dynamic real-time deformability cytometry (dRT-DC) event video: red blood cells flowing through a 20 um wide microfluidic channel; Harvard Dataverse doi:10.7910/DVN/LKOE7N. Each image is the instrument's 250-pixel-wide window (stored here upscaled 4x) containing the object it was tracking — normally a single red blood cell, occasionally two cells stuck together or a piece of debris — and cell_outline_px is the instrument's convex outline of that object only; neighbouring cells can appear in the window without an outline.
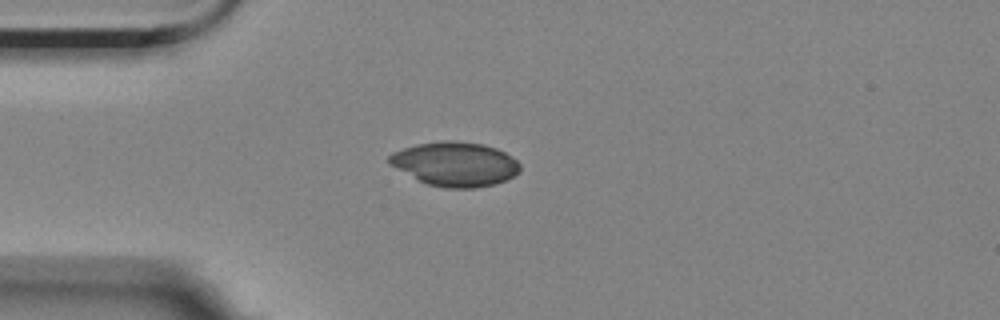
{"species": "Egyptian fruit bat (a non-hibernating species)", "species_latin": "Rousettus aegyptiacus", "temperature_condition": "room temperature", "stored_images_in_passage": 1, "camera_frame_rate_fps": 3000, "um_per_image_px": 0.085, "animal": {"sex": "female"}, "frame": {"image": 1, "passage_image": 1, "time_ms": 0.0, "image_size_px": [1000, 320], "cell_outline_px": [[520, 172], [504, 180], [492, 184], [476, 188], [444, 188], [428, 184], [388, 164], [388, 156], [392, 152], [416, 144], [444, 140], [452, 140], [484, 144], [496, 148], [512, 156], [520, 164]], "centroid_in_image_um": [38.68, 13.93], "position_along_channel_um": 46.3, "area_um2": 33.64}}